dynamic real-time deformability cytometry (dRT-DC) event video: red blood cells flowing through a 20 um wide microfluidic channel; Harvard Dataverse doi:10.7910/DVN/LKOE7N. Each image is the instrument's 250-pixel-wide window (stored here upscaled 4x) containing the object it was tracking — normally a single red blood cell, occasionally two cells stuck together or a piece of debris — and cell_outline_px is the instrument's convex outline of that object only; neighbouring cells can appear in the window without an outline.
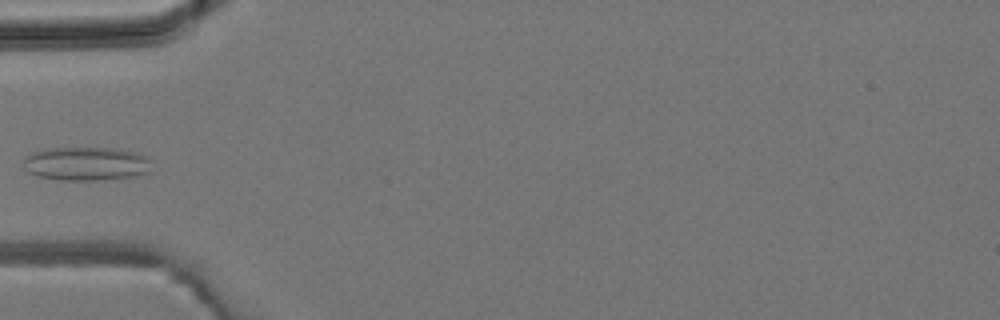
{"species": "common noctule bat (a hibernating species)", "species_latin": "Nyctalus noctula", "temperature_condition": "room temperature", "stored_images_in_passage": 4, "camera_frame_rate_fps": 3000, "um_per_image_px": 0.085, "animal": {"sex": "male", "body_mass_g": 19.2, "forearm_length_mm": 51.8}, "frame": {"image": 1, "passage_image": 4, "time_ms": 3.333, "image_size_px": [1000, 320], "cell_outline_px": [[148, 172], [136, 176], [96, 180], [64, 180], [40, 176], [28, 172], [24, 168], [24, 156], [32, 152], [48, 148], [116, 148], [136, 152], [144, 156], [148, 160]], "centroid_in_image_um": [7.28, 13.9], "position_along_channel_um": 77.7, "area_um2": 24.91}}